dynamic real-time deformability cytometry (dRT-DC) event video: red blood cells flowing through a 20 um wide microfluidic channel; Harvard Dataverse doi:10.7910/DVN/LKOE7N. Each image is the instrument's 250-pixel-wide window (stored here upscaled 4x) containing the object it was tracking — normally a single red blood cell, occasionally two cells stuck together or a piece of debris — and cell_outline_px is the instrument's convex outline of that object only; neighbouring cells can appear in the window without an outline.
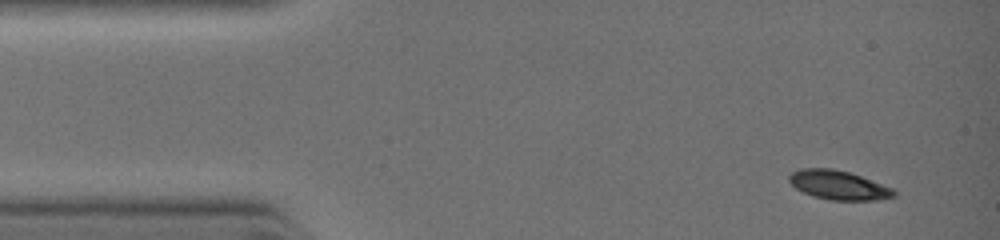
{"species": "common noctule bat (a hibernating species)", "species_latin": "Nyctalus noctula", "temperature_condition": "warm", "stored_images_in_passage": 50, "camera_frame_rate_fps": 3000, "um_per_image_px": 0.085, "animal": {"sex": "female", "body_mass_g": 19.0, "forearm_length_mm": 51.5}, "frame": {"image": 1, "passage_image": 1, "time_ms": 0.0, "image_size_px": [1000, 240], "cell_outline_px": [[896, 196], [872, 200], [828, 200], [812, 196], [796, 188], [788, 180], [788, 176], [792, 172], [800, 168], [832, 168], [848, 172], [860, 176], [892, 188], [896, 192]], "centroid_in_image_um": [71.23, 15.73], "position_along_channel_um": 13.8, "area_um2": 17.63}}
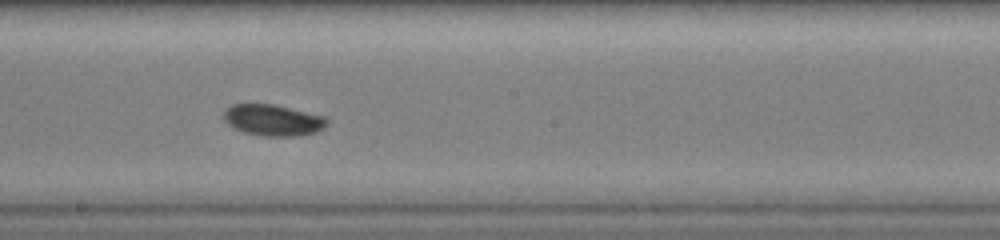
{"frame": {"image": 2, "passage_image": 27, "time_ms": 5.333, "image_size_px": [1000, 240], "cell_outline_px": [[328, 120], [324, 128], [316, 132], [300, 136], [264, 136], [244, 132], [228, 124], [224, 120], [224, 112], [232, 104], [272, 104], [324, 116]], "centroid_in_image_um": [23.22, 10.22], "position_along_channel_um": 225.0, "area_um2": 18.61}}
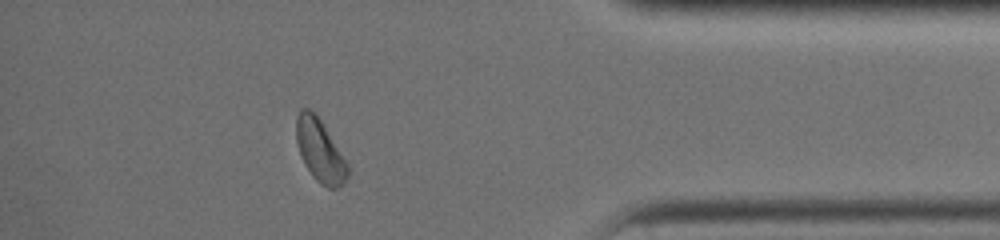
{"frame": {"image": 3, "passage_image": 43, "time_ms": 9.0, "image_size_px": [1000, 240], "cell_outline_px": [[348, 176], [344, 184], [336, 188], [328, 188], [320, 184], [312, 176], [304, 164], [300, 156], [296, 140], [296, 116], [300, 108], [308, 108], [320, 120], [348, 164]], "centroid_in_image_um": [27.17, 12.83], "position_along_channel_um": 408.0, "area_um2": 18.61}}